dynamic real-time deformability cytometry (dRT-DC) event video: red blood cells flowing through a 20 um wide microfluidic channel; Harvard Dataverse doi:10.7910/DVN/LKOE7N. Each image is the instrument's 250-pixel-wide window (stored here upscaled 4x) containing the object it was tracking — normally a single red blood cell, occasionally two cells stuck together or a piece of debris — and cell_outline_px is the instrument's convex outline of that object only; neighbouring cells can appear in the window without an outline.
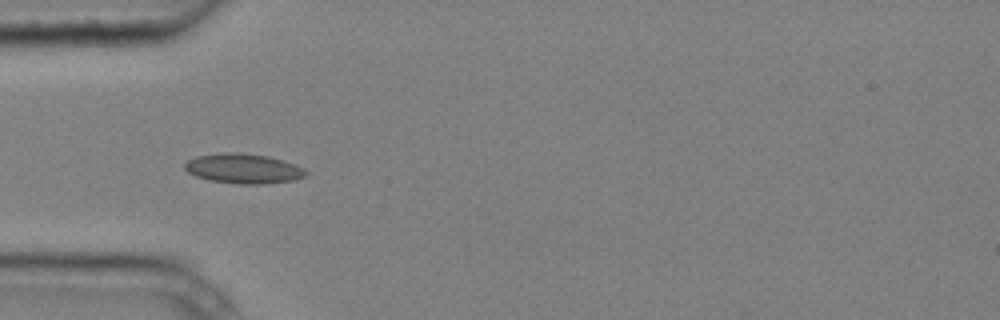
{"species": "common noctule bat (a hibernating species)", "species_latin": "Nyctalus noctula", "temperature_condition": "cold", "stored_images_in_passage": 6, "camera_frame_rate_fps": 3000, "um_per_image_px": 0.085, "animal": {"sex": "male", "body_mass_g": 20.4}, "frame": {"image": 1, "passage_image": 5, "time_ms": 1.333, "image_size_px": [1000, 320], "cell_outline_px": [[308, 176], [296, 180], [268, 184], [240, 184], [212, 180], [196, 176], [188, 172], [184, 168], [184, 164], [188, 160], [196, 156], [224, 152], [240, 152], [268, 156], [304, 168], [308, 172]], "centroid_in_image_um": [20.72, 14.33], "position_along_channel_um": 64.3, "area_um2": 21.1}}
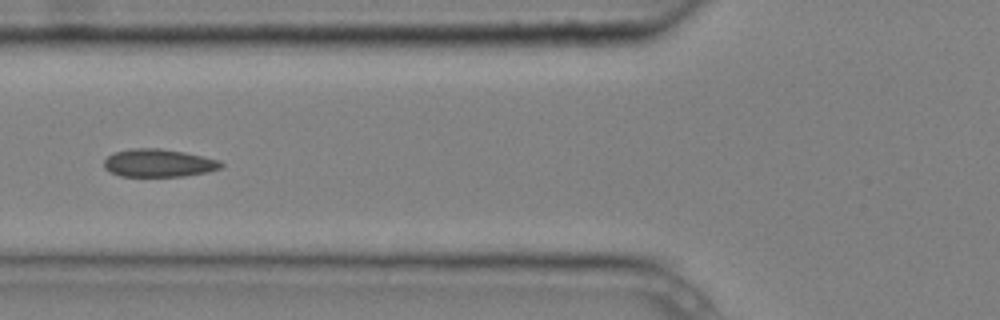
{"frame": {"image": 2, "passage_image": 6, "time_ms": 1.667, "image_size_px": [1000, 320], "cell_outline_px": [[224, 164], [220, 168], [208, 172], [184, 176], [120, 176], [108, 172], [104, 168], [104, 160], [112, 152], [132, 148], [160, 148], [184, 152], [220, 160]], "centroid_in_image_um": [13.45, 13.85], "position_along_channel_um": 112.3, "area_um2": 19.19}}